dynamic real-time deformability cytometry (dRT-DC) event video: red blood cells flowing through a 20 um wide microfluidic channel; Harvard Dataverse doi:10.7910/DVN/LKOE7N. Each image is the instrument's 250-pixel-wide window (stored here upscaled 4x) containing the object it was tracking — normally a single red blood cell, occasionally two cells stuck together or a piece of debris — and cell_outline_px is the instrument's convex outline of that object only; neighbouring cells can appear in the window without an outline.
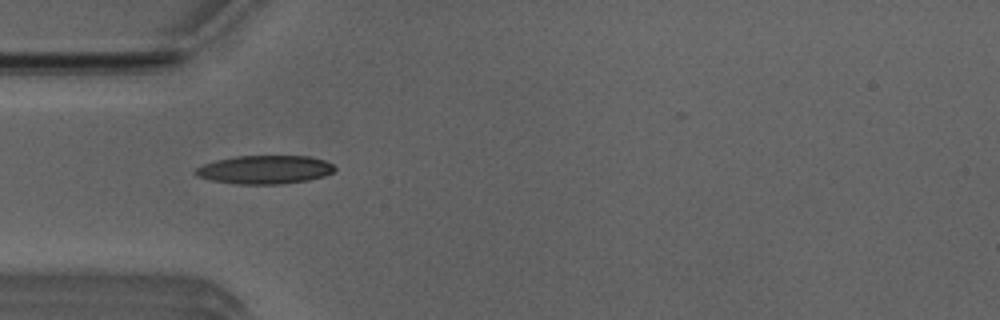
{"species": "Egyptian fruit bat (a non-hibernating species)", "species_latin": "Rousettus aegyptiacus", "temperature_condition": "room temperature", "stored_images_in_passage": 31, "camera_frame_rate_fps": 3000, "um_per_image_px": 0.085, "animal": {"sex": "male"}, "frame": {"image": 1, "passage_image": 2, "time_ms": 0.333, "image_size_px": [1000, 320], "cell_outline_px": [[336, 168], [332, 172], [324, 176], [308, 180], [280, 184], [236, 184], [212, 180], [196, 176], [192, 172], [196, 168], [204, 164], [216, 160], [236, 156], [308, 156], [324, 160], [332, 164]], "centroid_in_image_um": [22.48, 14.42], "position_along_channel_um": 62.5, "area_um2": 23.06}}
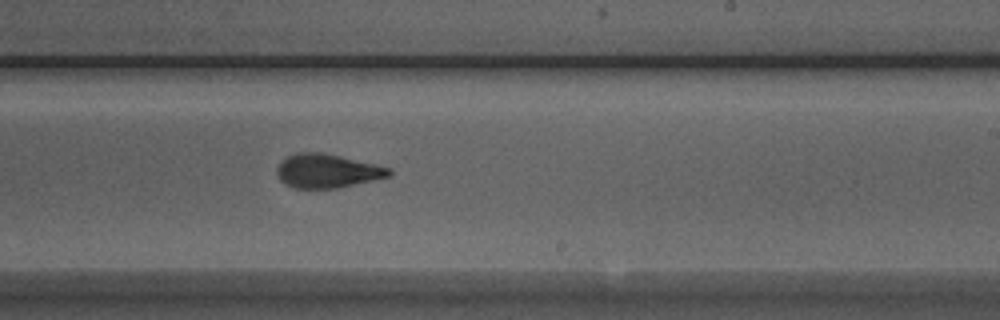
{"frame": {"image": 2, "passage_image": 17, "time_ms": 5.333, "image_size_px": [1000, 320], "cell_outline_px": [[392, 176], [336, 188], [296, 188], [284, 184], [280, 180], [276, 172], [276, 168], [280, 160], [284, 156], [296, 152], [320, 152], [340, 156], [392, 168]], "centroid_in_image_um": [27.77, 14.52], "position_along_channel_um": 261.2, "area_um2": 22.31}}
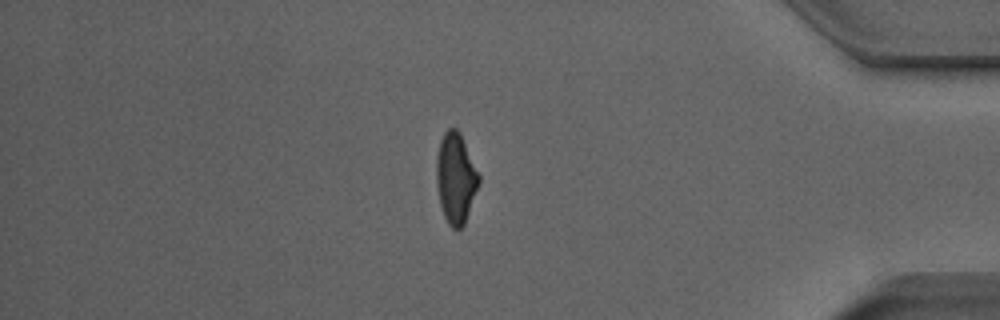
{"frame": {"image": 3, "passage_image": 30, "time_ms": 9.667, "image_size_px": [1000, 320], "cell_outline_px": [[480, 184], [464, 224], [460, 228], [452, 228], [448, 224], [444, 216], [440, 204], [436, 184], [436, 156], [440, 140], [444, 132], [448, 128], [456, 128], [460, 132], [480, 176]], "centroid_in_image_um": [38.73, 15.13], "position_along_channel_um": 396.5, "area_um2": 22.48}}